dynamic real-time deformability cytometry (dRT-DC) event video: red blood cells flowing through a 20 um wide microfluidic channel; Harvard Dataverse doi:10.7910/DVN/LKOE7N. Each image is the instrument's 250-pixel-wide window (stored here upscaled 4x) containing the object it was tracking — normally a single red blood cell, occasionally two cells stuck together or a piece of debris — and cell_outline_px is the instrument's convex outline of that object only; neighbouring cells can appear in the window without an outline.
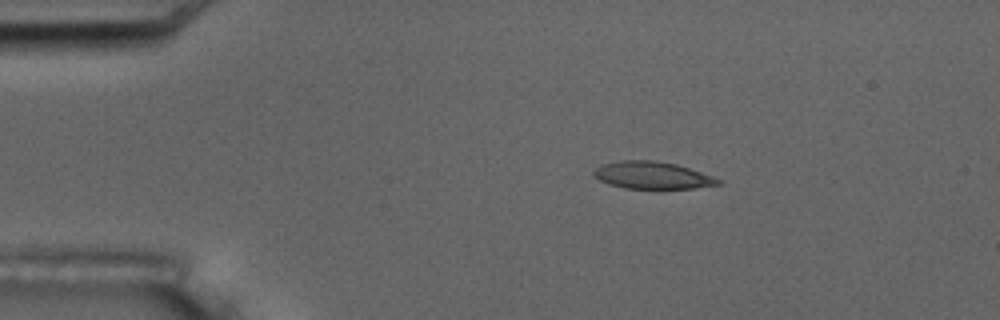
{"species": "common noctule bat (a hibernating species)", "species_latin": "Nyctalus noctula", "temperature_condition": "room temperature", "stored_images_in_passage": 5, "camera_frame_rate_fps": 3000, "um_per_image_px": 0.085, "animal": {"sex": "male", "body_mass_g": 17.5, "forearm_length_mm": 52.3}, "frame": {"image": 1, "passage_image": 3, "time_ms": 2.333, "image_size_px": [1000, 320], "cell_outline_px": [[724, 184], [660, 192], [624, 188], [608, 184], [592, 176], [592, 172], [600, 164], [620, 160], [656, 160], [676, 164], [724, 180]], "centroid_in_image_um": [55.46, 14.95], "position_along_channel_um": 29.5, "area_um2": 20.87}}